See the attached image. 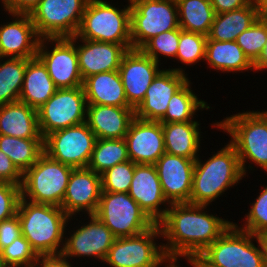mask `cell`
<instances>
[{"label": "cell", "instance_id": "cell-11", "mask_svg": "<svg viewBox=\"0 0 267 267\" xmlns=\"http://www.w3.org/2000/svg\"><path fill=\"white\" fill-rule=\"evenodd\" d=\"M89 0H40L30 12L40 38L76 36Z\"/></svg>", "mask_w": 267, "mask_h": 267}, {"label": "cell", "instance_id": "cell-47", "mask_svg": "<svg viewBox=\"0 0 267 267\" xmlns=\"http://www.w3.org/2000/svg\"><path fill=\"white\" fill-rule=\"evenodd\" d=\"M254 0H211L215 14L225 13L247 6Z\"/></svg>", "mask_w": 267, "mask_h": 267}, {"label": "cell", "instance_id": "cell-18", "mask_svg": "<svg viewBox=\"0 0 267 267\" xmlns=\"http://www.w3.org/2000/svg\"><path fill=\"white\" fill-rule=\"evenodd\" d=\"M166 200L189 203L195 160L164 153L154 164Z\"/></svg>", "mask_w": 267, "mask_h": 267}, {"label": "cell", "instance_id": "cell-43", "mask_svg": "<svg viewBox=\"0 0 267 267\" xmlns=\"http://www.w3.org/2000/svg\"><path fill=\"white\" fill-rule=\"evenodd\" d=\"M22 235L18 215L0 222V251Z\"/></svg>", "mask_w": 267, "mask_h": 267}, {"label": "cell", "instance_id": "cell-15", "mask_svg": "<svg viewBox=\"0 0 267 267\" xmlns=\"http://www.w3.org/2000/svg\"><path fill=\"white\" fill-rule=\"evenodd\" d=\"M88 222L78 225L64 238L62 254L70 259L74 257L95 258L104 262L116 237L110 229L95 215H88ZM88 223V224H87ZM69 237V238H68Z\"/></svg>", "mask_w": 267, "mask_h": 267}, {"label": "cell", "instance_id": "cell-1", "mask_svg": "<svg viewBox=\"0 0 267 267\" xmlns=\"http://www.w3.org/2000/svg\"><path fill=\"white\" fill-rule=\"evenodd\" d=\"M232 223L218 215L209 214L206 205L172 203L158 222L162 241H167L162 243L164 253L168 259L192 260L217 240Z\"/></svg>", "mask_w": 267, "mask_h": 267}, {"label": "cell", "instance_id": "cell-4", "mask_svg": "<svg viewBox=\"0 0 267 267\" xmlns=\"http://www.w3.org/2000/svg\"><path fill=\"white\" fill-rule=\"evenodd\" d=\"M211 125L231 137L229 142L236 149L244 178L253 164L267 173V110L239 112Z\"/></svg>", "mask_w": 267, "mask_h": 267}, {"label": "cell", "instance_id": "cell-44", "mask_svg": "<svg viewBox=\"0 0 267 267\" xmlns=\"http://www.w3.org/2000/svg\"><path fill=\"white\" fill-rule=\"evenodd\" d=\"M22 175L11 159L0 150V182L21 186Z\"/></svg>", "mask_w": 267, "mask_h": 267}, {"label": "cell", "instance_id": "cell-46", "mask_svg": "<svg viewBox=\"0 0 267 267\" xmlns=\"http://www.w3.org/2000/svg\"><path fill=\"white\" fill-rule=\"evenodd\" d=\"M33 267H73L71 260L69 261L62 253L38 255Z\"/></svg>", "mask_w": 267, "mask_h": 267}, {"label": "cell", "instance_id": "cell-20", "mask_svg": "<svg viewBox=\"0 0 267 267\" xmlns=\"http://www.w3.org/2000/svg\"><path fill=\"white\" fill-rule=\"evenodd\" d=\"M128 155L135 164H155L165 153L161 122L134 117L124 137Z\"/></svg>", "mask_w": 267, "mask_h": 267}, {"label": "cell", "instance_id": "cell-19", "mask_svg": "<svg viewBox=\"0 0 267 267\" xmlns=\"http://www.w3.org/2000/svg\"><path fill=\"white\" fill-rule=\"evenodd\" d=\"M102 192L101 175L86 168H74L66 188L61 208L69 217L85 212L95 214Z\"/></svg>", "mask_w": 267, "mask_h": 267}, {"label": "cell", "instance_id": "cell-24", "mask_svg": "<svg viewBox=\"0 0 267 267\" xmlns=\"http://www.w3.org/2000/svg\"><path fill=\"white\" fill-rule=\"evenodd\" d=\"M135 117L132 107L87 104L86 123L97 139H119Z\"/></svg>", "mask_w": 267, "mask_h": 267}, {"label": "cell", "instance_id": "cell-13", "mask_svg": "<svg viewBox=\"0 0 267 267\" xmlns=\"http://www.w3.org/2000/svg\"><path fill=\"white\" fill-rule=\"evenodd\" d=\"M97 138L88 124L82 123L48 134L43 139L44 153L73 168L89 165Z\"/></svg>", "mask_w": 267, "mask_h": 267}, {"label": "cell", "instance_id": "cell-29", "mask_svg": "<svg viewBox=\"0 0 267 267\" xmlns=\"http://www.w3.org/2000/svg\"><path fill=\"white\" fill-rule=\"evenodd\" d=\"M204 61L211 69L223 73L254 71L253 64L236 41H216L207 37Z\"/></svg>", "mask_w": 267, "mask_h": 267}, {"label": "cell", "instance_id": "cell-33", "mask_svg": "<svg viewBox=\"0 0 267 267\" xmlns=\"http://www.w3.org/2000/svg\"><path fill=\"white\" fill-rule=\"evenodd\" d=\"M0 150L23 174L37 162L44 152L43 139H23L0 135Z\"/></svg>", "mask_w": 267, "mask_h": 267}, {"label": "cell", "instance_id": "cell-7", "mask_svg": "<svg viewBox=\"0 0 267 267\" xmlns=\"http://www.w3.org/2000/svg\"><path fill=\"white\" fill-rule=\"evenodd\" d=\"M73 169L43 152L37 162L22 175L21 198L61 207Z\"/></svg>", "mask_w": 267, "mask_h": 267}, {"label": "cell", "instance_id": "cell-25", "mask_svg": "<svg viewBox=\"0 0 267 267\" xmlns=\"http://www.w3.org/2000/svg\"><path fill=\"white\" fill-rule=\"evenodd\" d=\"M0 135L43 139L37 110L20 101L0 105Z\"/></svg>", "mask_w": 267, "mask_h": 267}, {"label": "cell", "instance_id": "cell-49", "mask_svg": "<svg viewBox=\"0 0 267 267\" xmlns=\"http://www.w3.org/2000/svg\"><path fill=\"white\" fill-rule=\"evenodd\" d=\"M262 247L264 267H267V233L257 236Z\"/></svg>", "mask_w": 267, "mask_h": 267}, {"label": "cell", "instance_id": "cell-30", "mask_svg": "<svg viewBox=\"0 0 267 267\" xmlns=\"http://www.w3.org/2000/svg\"><path fill=\"white\" fill-rule=\"evenodd\" d=\"M258 18V4L255 1L236 10L216 14L207 37L216 41H236Z\"/></svg>", "mask_w": 267, "mask_h": 267}, {"label": "cell", "instance_id": "cell-23", "mask_svg": "<svg viewBox=\"0 0 267 267\" xmlns=\"http://www.w3.org/2000/svg\"><path fill=\"white\" fill-rule=\"evenodd\" d=\"M128 194L155 223H158L165 216L170 206L163 194L154 164L135 165Z\"/></svg>", "mask_w": 267, "mask_h": 267}, {"label": "cell", "instance_id": "cell-2", "mask_svg": "<svg viewBox=\"0 0 267 267\" xmlns=\"http://www.w3.org/2000/svg\"><path fill=\"white\" fill-rule=\"evenodd\" d=\"M17 215L22 235L37 255L60 254L64 246L69 217L58 206L38 204L20 199ZM69 222V223H68Z\"/></svg>", "mask_w": 267, "mask_h": 267}, {"label": "cell", "instance_id": "cell-28", "mask_svg": "<svg viewBox=\"0 0 267 267\" xmlns=\"http://www.w3.org/2000/svg\"><path fill=\"white\" fill-rule=\"evenodd\" d=\"M57 89L43 62L37 56L27 59L19 101L37 110Z\"/></svg>", "mask_w": 267, "mask_h": 267}, {"label": "cell", "instance_id": "cell-32", "mask_svg": "<svg viewBox=\"0 0 267 267\" xmlns=\"http://www.w3.org/2000/svg\"><path fill=\"white\" fill-rule=\"evenodd\" d=\"M193 84L188 80L177 92L173 94L168 103L161 123L190 122L194 120L195 113L199 110L210 109L207 102L198 98L191 88Z\"/></svg>", "mask_w": 267, "mask_h": 267}, {"label": "cell", "instance_id": "cell-34", "mask_svg": "<svg viewBox=\"0 0 267 267\" xmlns=\"http://www.w3.org/2000/svg\"><path fill=\"white\" fill-rule=\"evenodd\" d=\"M26 65L24 58L0 57V105L19 101Z\"/></svg>", "mask_w": 267, "mask_h": 267}, {"label": "cell", "instance_id": "cell-9", "mask_svg": "<svg viewBox=\"0 0 267 267\" xmlns=\"http://www.w3.org/2000/svg\"><path fill=\"white\" fill-rule=\"evenodd\" d=\"M95 215L116 238L141 234L156 224L128 193L102 191Z\"/></svg>", "mask_w": 267, "mask_h": 267}, {"label": "cell", "instance_id": "cell-10", "mask_svg": "<svg viewBox=\"0 0 267 267\" xmlns=\"http://www.w3.org/2000/svg\"><path fill=\"white\" fill-rule=\"evenodd\" d=\"M130 6L133 49H141L160 33L179 28L176 0H133Z\"/></svg>", "mask_w": 267, "mask_h": 267}, {"label": "cell", "instance_id": "cell-35", "mask_svg": "<svg viewBox=\"0 0 267 267\" xmlns=\"http://www.w3.org/2000/svg\"><path fill=\"white\" fill-rule=\"evenodd\" d=\"M130 160L124 138L97 139L88 168L102 174L116 164Z\"/></svg>", "mask_w": 267, "mask_h": 267}, {"label": "cell", "instance_id": "cell-6", "mask_svg": "<svg viewBox=\"0 0 267 267\" xmlns=\"http://www.w3.org/2000/svg\"><path fill=\"white\" fill-rule=\"evenodd\" d=\"M105 0H89L76 36L94 40L132 46L130 28V2L119 9Z\"/></svg>", "mask_w": 267, "mask_h": 267}, {"label": "cell", "instance_id": "cell-5", "mask_svg": "<svg viewBox=\"0 0 267 267\" xmlns=\"http://www.w3.org/2000/svg\"><path fill=\"white\" fill-rule=\"evenodd\" d=\"M254 240L258 245L253 243ZM191 261L197 267H264L258 237L239 229L234 223Z\"/></svg>", "mask_w": 267, "mask_h": 267}, {"label": "cell", "instance_id": "cell-26", "mask_svg": "<svg viewBox=\"0 0 267 267\" xmlns=\"http://www.w3.org/2000/svg\"><path fill=\"white\" fill-rule=\"evenodd\" d=\"M82 86L87 104L131 107L118 70L91 75Z\"/></svg>", "mask_w": 267, "mask_h": 267}, {"label": "cell", "instance_id": "cell-36", "mask_svg": "<svg viewBox=\"0 0 267 267\" xmlns=\"http://www.w3.org/2000/svg\"><path fill=\"white\" fill-rule=\"evenodd\" d=\"M206 41L207 36L184 31L179 27V43L175 59L187 66L204 61Z\"/></svg>", "mask_w": 267, "mask_h": 267}, {"label": "cell", "instance_id": "cell-51", "mask_svg": "<svg viewBox=\"0 0 267 267\" xmlns=\"http://www.w3.org/2000/svg\"><path fill=\"white\" fill-rule=\"evenodd\" d=\"M178 263H180L178 260L169 259L163 267H182L179 266ZM187 264H190L192 267H197V265H195L194 262L191 260H187Z\"/></svg>", "mask_w": 267, "mask_h": 267}, {"label": "cell", "instance_id": "cell-16", "mask_svg": "<svg viewBox=\"0 0 267 267\" xmlns=\"http://www.w3.org/2000/svg\"><path fill=\"white\" fill-rule=\"evenodd\" d=\"M161 64L146 55L141 49H129L118 69L128 104L135 110L144 100L147 89Z\"/></svg>", "mask_w": 267, "mask_h": 267}, {"label": "cell", "instance_id": "cell-45", "mask_svg": "<svg viewBox=\"0 0 267 267\" xmlns=\"http://www.w3.org/2000/svg\"><path fill=\"white\" fill-rule=\"evenodd\" d=\"M40 0H1L5 12L30 14Z\"/></svg>", "mask_w": 267, "mask_h": 267}, {"label": "cell", "instance_id": "cell-50", "mask_svg": "<svg viewBox=\"0 0 267 267\" xmlns=\"http://www.w3.org/2000/svg\"><path fill=\"white\" fill-rule=\"evenodd\" d=\"M257 4L259 17L267 21V0H259Z\"/></svg>", "mask_w": 267, "mask_h": 267}, {"label": "cell", "instance_id": "cell-8", "mask_svg": "<svg viewBox=\"0 0 267 267\" xmlns=\"http://www.w3.org/2000/svg\"><path fill=\"white\" fill-rule=\"evenodd\" d=\"M162 237L156 223L147 231L128 237L116 238L104 260L110 267H162L169 259L163 244H157ZM158 238V239H157Z\"/></svg>", "mask_w": 267, "mask_h": 267}, {"label": "cell", "instance_id": "cell-21", "mask_svg": "<svg viewBox=\"0 0 267 267\" xmlns=\"http://www.w3.org/2000/svg\"><path fill=\"white\" fill-rule=\"evenodd\" d=\"M13 20L0 24V57L31 59L37 56L40 37L30 14L8 13Z\"/></svg>", "mask_w": 267, "mask_h": 267}, {"label": "cell", "instance_id": "cell-37", "mask_svg": "<svg viewBox=\"0 0 267 267\" xmlns=\"http://www.w3.org/2000/svg\"><path fill=\"white\" fill-rule=\"evenodd\" d=\"M266 41L267 21L260 17L236 39L237 44L252 64L259 58Z\"/></svg>", "mask_w": 267, "mask_h": 267}, {"label": "cell", "instance_id": "cell-22", "mask_svg": "<svg viewBox=\"0 0 267 267\" xmlns=\"http://www.w3.org/2000/svg\"><path fill=\"white\" fill-rule=\"evenodd\" d=\"M76 43L78 66L83 80L97 73L118 70L123 56L132 49V46L80 39L77 36Z\"/></svg>", "mask_w": 267, "mask_h": 267}, {"label": "cell", "instance_id": "cell-31", "mask_svg": "<svg viewBox=\"0 0 267 267\" xmlns=\"http://www.w3.org/2000/svg\"><path fill=\"white\" fill-rule=\"evenodd\" d=\"M176 3L179 27L208 36L216 15L211 0H176Z\"/></svg>", "mask_w": 267, "mask_h": 267}, {"label": "cell", "instance_id": "cell-14", "mask_svg": "<svg viewBox=\"0 0 267 267\" xmlns=\"http://www.w3.org/2000/svg\"><path fill=\"white\" fill-rule=\"evenodd\" d=\"M47 44H51V50L48 49ZM37 57L46 66L49 76L58 89L75 88L83 85L78 66L76 36L41 38Z\"/></svg>", "mask_w": 267, "mask_h": 267}, {"label": "cell", "instance_id": "cell-52", "mask_svg": "<svg viewBox=\"0 0 267 267\" xmlns=\"http://www.w3.org/2000/svg\"><path fill=\"white\" fill-rule=\"evenodd\" d=\"M0 267H7L4 263V260H3V257H2V254H1V251H0Z\"/></svg>", "mask_w": 267, "mask_h": 267}, {"label": "cell", "instance_id": "cell-38", "mask_svg": "<svg viewBox=\"0 0 267 267\" xmlns=\"http://www.w3.org/2000/svg\"><path fill=\"white\" fill-rule=\"evenodd\" d=\"M135 163L131 160L116 164L101 174L102 191L128 193L134 176Z\"/></svg>", "mask_w": 267, "mask_h": 267}, {"label": "cell", "instance_id": "cell-27", "mask_svg": "<svg viewBox=\"0 0 267 267\" xmlns=\"http://www.w3.org/2000/svg\"><path fill=\"white\" fill-rule=\"evenodd\" d=\"M165 152L196 160L200 157L201 129L199 121L161 123Z\"/></svg>", "mask_w": 267, "mask_h": 267}, {"label": "cell", "instance_id": "cell-12", "mask_svg": "<svg viewBox=\"0 0 267 267\" xmlns=\"http://www.w3.org/2000/svg\"><path fill=\"white\" fill-rule=\"evenodd\" d=\"M87 101L83 86L57 89L37 109L38 124L43 139L55 131L86 122Z\"/></svg>", "mask_w": 267, "mask_h": 267}, {"label": "cell", "instance_id": "cell-3", "mask_svg": "<svg viewBox=\"0 0 267 267\" xmlns=\"http://www.w3.org/2000/svg\"><path fill=\"white\" fill-rule=\"evenodd\" d=\"M243 177L238 154L229 142L206 161L195 160L189 203L209 206Z\"/></svg>", "mask_w": 267, "mask_h": 267}, {"label": "cell", "instance_id": "cell-42", "mask_svg": "<svg viewBox=\"0 0 267 267\" xmlns=\"http://www.w3.org/2000/svg\"><path fill=\"white\" fill-rule=\"evenodd\" d=\"M21 199V187L7 182H0V221L17 214Z\"/></svg>", "mask_w": 267, "mask_h": 267}, {"label": "cell", "instance_id": "cell-41", "mask_svg": "<svg viewBox=\"0 0 267 267\" xmlns=\"http://www.w3.org/2000/svg\"><path fill=\"white\" fill-rule=\"evenodd\" d=\"M1 254L7 267H33L38 257L23 235L3 248Z\"/></svg>", "mask_w": 267, "mask_h": 267}, {"label": "cell", "instance_id": "cell-17", "mask_svg": "<svg viewBox=\"0 0 267 267\" xmlns=\"http://www.w3.org/2000/svg\"><path fill=\"white\" fill-rule=\"evenodd\" d=\"M184 70L180 67L162 68L147 89L144 100L134 110L135 117L147 121H160L173 94L189 80Z\"/></svg>", "mask_w": 267, "mask_h": 267}, {"label": "cell", "instance_id": "cell-39", "mask_svg": "<svg viewBox=\"0 0 267 267\" xmlns=\"http://www.w3.org/2000/svg\"><path fill=\"white\" fill-rule=\"evenodd\" d=\"M179 28L171 31H165L151 38L141 50L155 60L161 63V56L175 59L178 51Z\"/></svg>", "mask_w": 267, "mask_h": 267}, {"label": "cell", "instance_id": "cell-48", "mask_svg": "<svg viewBox=\"0 0 267 267\" xmlns=\"http://www.w3.org/2000/svg\"><path fill=\"white\" fill-rule=\"evenodd\" d=\"M255 72L267 70V41L257 61L253 64Z\"/></svg>", "mask_w": 267, "mask_h": 267}, {"label": "cell", "instance_id": "cell-40", "mask_svg": "<svg viewBox=\"0 0 267 267\" xmlns=\"http://www.w3.org/2000/svg\"><path fill=\"white\" fill-rule=\"evenodd\" d=\"M250 209L246 218H244L243 225L238 226L239 224L233 222L239 229L246 232H250L253 235H260L267 233V186L262 188L259 196L255 198L253 203H250ZM244 226V227H243Z\"/></svg>", "mask_w": 267, "mask_h": 267}]
</instances>
